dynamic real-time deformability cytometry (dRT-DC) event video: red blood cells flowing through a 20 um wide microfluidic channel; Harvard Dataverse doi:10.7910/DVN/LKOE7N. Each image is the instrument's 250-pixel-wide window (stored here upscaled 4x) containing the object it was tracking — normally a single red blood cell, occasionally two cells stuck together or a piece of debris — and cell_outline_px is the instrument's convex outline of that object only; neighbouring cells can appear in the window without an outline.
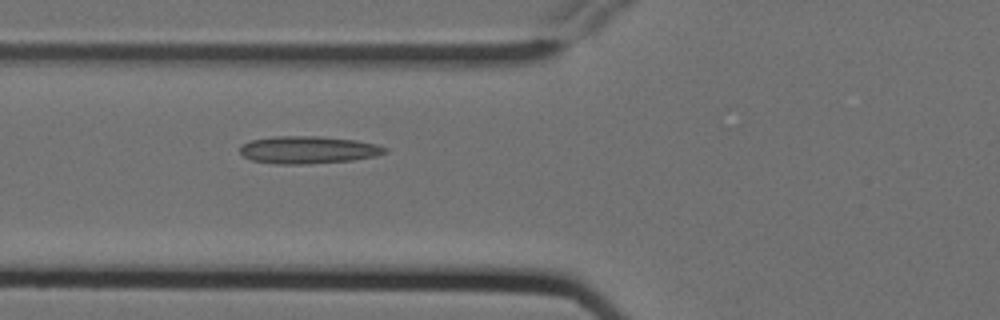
{"species": "Egyptian fruit bat (a non-hibernating species)", "species_latin": "Rousettus aegyptiacus", "temperature_condition": "cold", "stored_images_in_passage": 6, "camera_frame_rate_fps": 3000, "um_per_image_px": 0.085, "animal": {"sex": "female"}, "frame": {"image": 1, "passage_image": 6, "time_ms": 1.667, "image_size_px": [1000, 320], "cell_outline_px": [[388, 152], [376, 156], [352, 160], [304, 164], [276, 164], [252, 160], [244, 156], [240, 152], [240, 144], [252, 140], [272, 136], [320, 136], [356, 140], [376, 144], [388, 148]], "centroid_in_image_um": [26.2, 12.73], "position_along_channel_um": 99.6, "area_um2": 23.29}}